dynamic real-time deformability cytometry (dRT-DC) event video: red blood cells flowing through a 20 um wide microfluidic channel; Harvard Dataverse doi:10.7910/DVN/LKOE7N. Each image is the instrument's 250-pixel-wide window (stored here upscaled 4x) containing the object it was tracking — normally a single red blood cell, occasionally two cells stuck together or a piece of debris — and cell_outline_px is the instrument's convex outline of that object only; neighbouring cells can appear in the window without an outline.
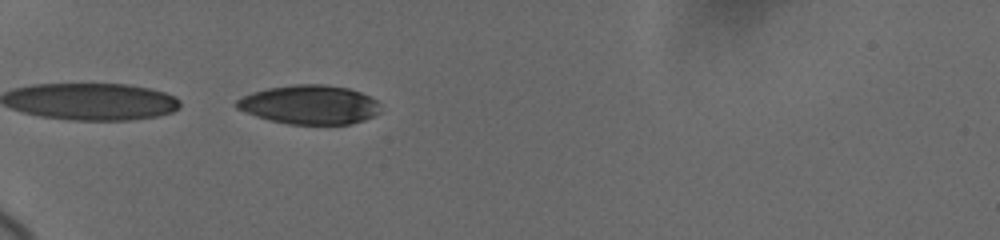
{"species": "human", "species_latin": "Homo sapiens", "temperature_condition": "cold", "stored_images_in_passage": 2, "camera_frame_rate_fps": 3000, "um_per_image_px": 0.085, "donor": {"sex": "female"}, "frame": {"image": 1, "passage_image": 1, "time_ms": 0.0, "image_size_px": [1000, 240], "cell_outline_px": [[380, 112], [364, 120], [348, 124], [288, 124], [268, 120], [256, 116], [236, 108], [232, 104], [236, 100], [252, 92], [268, 88], [296, 84], [324, 84], [348, 88], [360, 92], [376, 100]], "centroid_in_image_um": [26.27, 8.9], "position_along_channel_um": 58.7, "area_um2": 32.66}}